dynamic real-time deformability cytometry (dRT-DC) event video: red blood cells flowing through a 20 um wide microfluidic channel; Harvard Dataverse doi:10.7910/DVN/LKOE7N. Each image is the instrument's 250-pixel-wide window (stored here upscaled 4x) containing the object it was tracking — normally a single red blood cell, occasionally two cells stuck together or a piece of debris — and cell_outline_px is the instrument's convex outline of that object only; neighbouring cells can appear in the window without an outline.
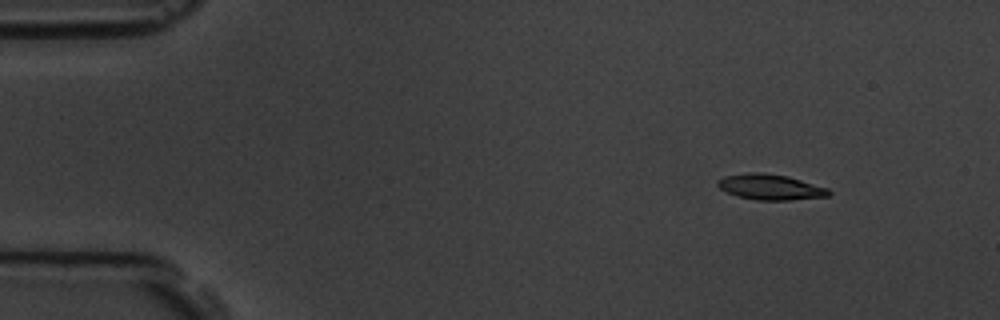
{"species": "common noctule bat (a hibernating species)", "species_latin": "Nyctalus noctula", "temperature_condition": "room temperature", "stored_images_in_passage": 4, "camera_frame_rate_fps": 3000, "um_per_image_px": 0.085, "animal": {"sex": "male", "body_mass_g": 19.5, "forearm_length_mm": 54.6}, "frame": {"image": 1, "passage_image": 1, "time_ms": 0.0, "image_size_px": [1000, 320], "cell_outline_px": [[832, 192], [828, 196], [792, 200], [756, 200], [736, 196], [720, 188], [716, 184], [716, 180], [724, 176], [748, 172], [764, 172], [788, 176], [828, 188]], "centroid_in_image_um": [65.47, 15.89], "position_along_channel_um": 19.5, "area_um2": 16.7}}
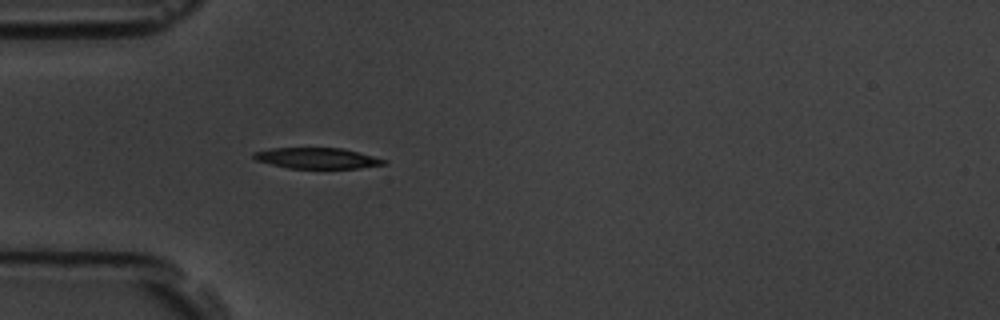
{"frame": {"image": 2, "passage_image": 4, "time_ms": 3.333, "image_size_px": [1000, 320], "cell_outline_px": [[388, 164], [360, 168], [288, 168], [256, 160], [252, 156], [252, 152], [272, 148], [344, 148], [388, 160]], "centroid_in_image_um": [26.99, 13.44], "position_along_channel_um": 58.0, "area_um2": 15.84}}